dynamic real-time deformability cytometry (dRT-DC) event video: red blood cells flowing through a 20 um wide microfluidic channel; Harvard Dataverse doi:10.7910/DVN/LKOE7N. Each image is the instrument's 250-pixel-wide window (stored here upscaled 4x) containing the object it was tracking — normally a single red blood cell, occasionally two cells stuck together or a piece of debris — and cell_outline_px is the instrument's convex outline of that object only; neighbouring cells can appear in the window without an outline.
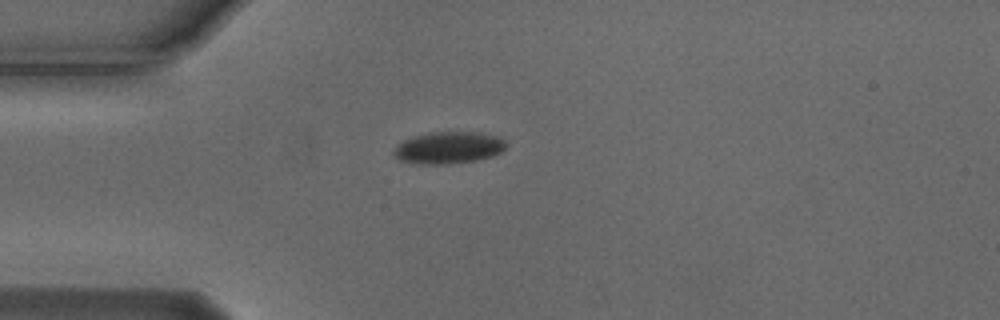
{"species": "Egyptian fruit bat (a non-hibernating species)", "species_latin": "Rousettus aegyptiacus", "temperature_condition": "cold", "stored_images_in_passage": 9, "camera_frame_rate_fps": 3000, "um_per_image_px": 0.085, "animal": {"sex": "male"}, "frame": {"image": 1, "passage_image": 1, "time_ms": 0.0, "image_size_px": [1000, 320], "cell_outline_px": [[508, 144], [500, 152], [492, 156], [476, 160], [448, 164], [416, 164], [400, 160], [392, 152], [396, 144], [400, 140], [412, 136], [428, 132], [480, 132], [496, 136], [504, 140]], "centroid_in_image_um": [38.07, 12.54], "position_along_channel_um": 46.9, "area_um2": 21.15}}
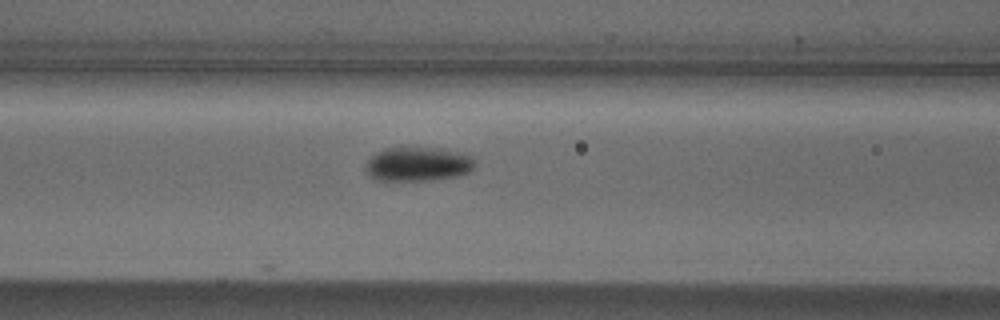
{"frame": {"image": 2, "passage_image": 9, "time_ms": 2.667, "image_size_px": [1000, 320], "cell_outline_px": [[476, 164], [468, 172], [456, 176], [428, 180], [380, 180], [368, 176], [364, 168], [368, 160], [376, 152], [384, 148], [440, 148], [460, 152], [472, 156], [476, 160]], "centroid_in_image_um": [35.52, 13.94], "position_along_channel_um": 131.1, "area_um2": 21.73}}